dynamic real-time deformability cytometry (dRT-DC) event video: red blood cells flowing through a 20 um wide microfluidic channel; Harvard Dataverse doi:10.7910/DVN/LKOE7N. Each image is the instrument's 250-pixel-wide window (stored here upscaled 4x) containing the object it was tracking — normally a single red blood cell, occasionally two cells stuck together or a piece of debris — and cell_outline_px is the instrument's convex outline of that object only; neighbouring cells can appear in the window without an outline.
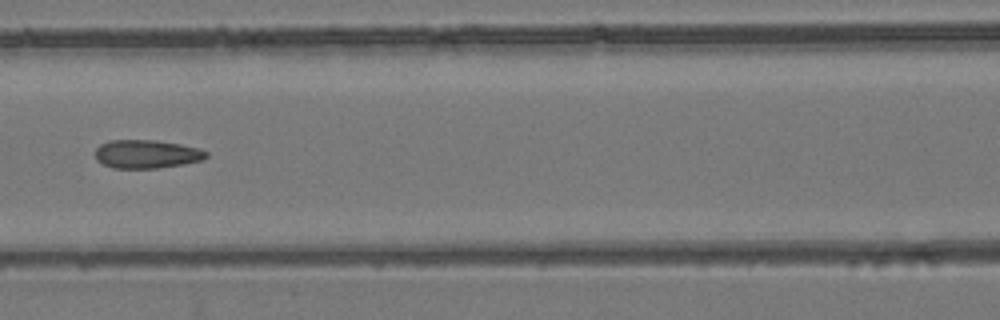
{"species": "common noctule bat (a hibernating species)", "species_latin": "Nyctalus noctula", "temperature_condition": "room temperature", "stored_images_in_passage": 8, "camera_frame_rate_fps": 3000, "um_per_image_px": 0.085, "animal": {"sex": "female", "body_mass_g": 24.6, "forearm_length_mm": 56.2}, "frame": {"image": 1, "passage_image": 7, "time_ms": 7.333, "image_size_px": [1000, 320], "cell_outline_px": [[208, 156], [204, 160], [184, 164], [156, 168], [112, 168], [96, 160], [96, 148], [100, 144], [108, 140], [156, 140], [180, 144], [200, 148], [208, 152]], "centroid_in_image_um": [12.49, 13.09], "position_along_channel_um": 154.1, "area_um2": 18.55}}
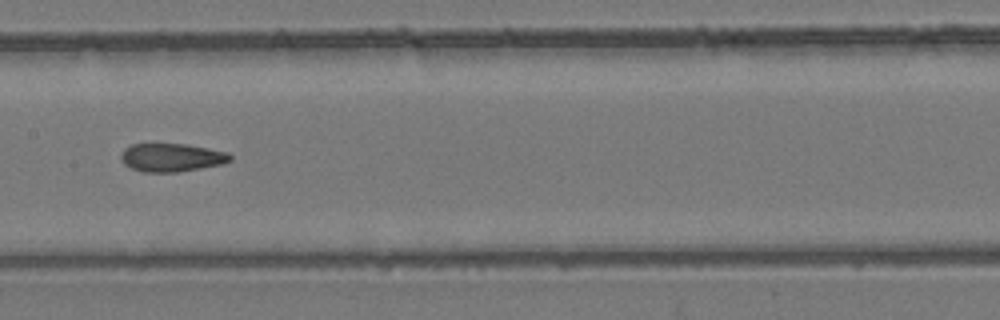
{"frame": {"image": 2, "passage_image": 8, "time_ms": 8.333, "image_size_px": [1000, 320], "cell_outline_px": [[232, 160], [224, 164], [176, 172], [144, 172], [132, 168], [124, 164], [120, 160], [120, 156], [124, 148], [132, 144], [188, 144], [228, 152], [232, 156]], "centroid_in_image_um": [14.6, 13.38], "position_along_channel_um": 192.8, "area_um2": 18.09}}